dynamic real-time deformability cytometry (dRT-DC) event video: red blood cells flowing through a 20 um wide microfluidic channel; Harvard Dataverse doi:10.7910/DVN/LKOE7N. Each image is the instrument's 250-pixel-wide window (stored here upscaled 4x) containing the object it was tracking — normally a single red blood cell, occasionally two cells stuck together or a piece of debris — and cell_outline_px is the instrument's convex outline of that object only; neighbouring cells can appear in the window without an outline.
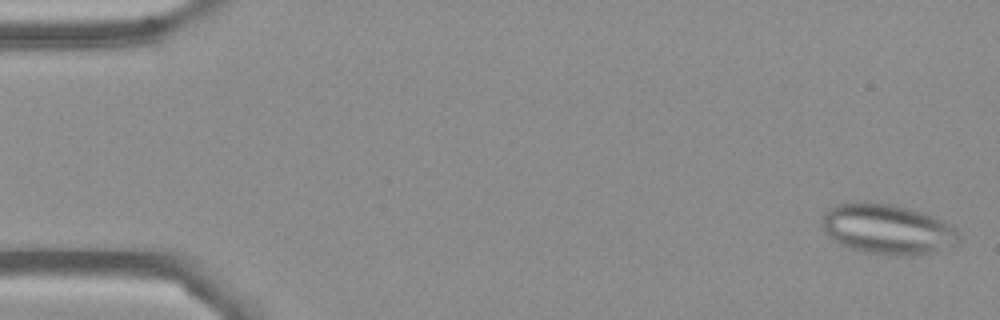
{"species": "Egyptian fruit bat (a non-hibernating species)", "species_latin": "Rousettus aegyptiacus", "temperature_condition": "cold", "stored_images_in_passage": 5, "camera_frame_rate_fps": 3000, "um_per_image_px": 0.085, "frame": {"image": 1, "passage_image": 1, "time_ms": 0.0, "image_size_px": [1000, 320], "cell_outline_px": [[960, 240], [956, 244], [932, 252], [916, 256], [896, 256], [864, 252], [840, 244], [832, 240], [824, 232], [824, 212], [828, 208], [836, 204], [852, 200], [868, 200], [896, 204], [932, 216], [956, 228], [960, 236]], "centroid_in_image_um": [75.4, 19.45], "position_along_channel_um": 9.6, "area_um2": 40.58}}